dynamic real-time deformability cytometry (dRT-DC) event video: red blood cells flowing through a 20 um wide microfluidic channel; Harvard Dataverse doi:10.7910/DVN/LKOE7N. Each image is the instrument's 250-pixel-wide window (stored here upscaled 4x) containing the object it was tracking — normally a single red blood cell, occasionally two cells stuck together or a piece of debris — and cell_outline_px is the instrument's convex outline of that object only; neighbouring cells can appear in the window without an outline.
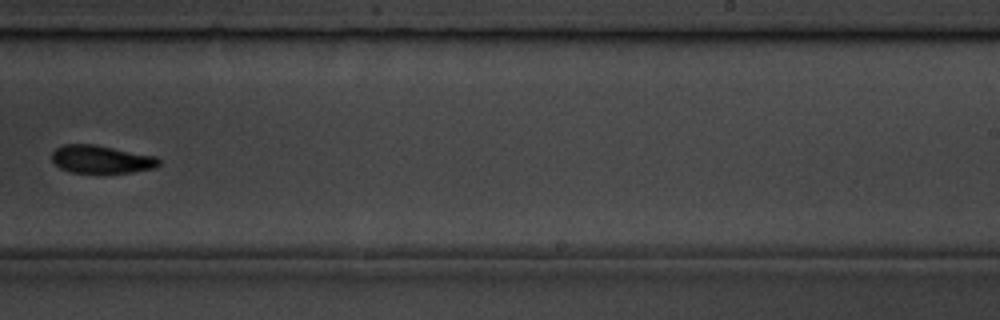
{"species": "common noctule bat (a hibernating species)", "species_latin": "Nyctalus noctula", "temperature_condition": "room temperature", "stored_images_in_passage": 11, "camera_frame_rate_fps": 3000, "um_per_image_px": 0.085, "animal": {"sex": "male", "body_mass_g": 19.5, "forearm_length_mm": 54.6}, "frame": {"image": 1, "passage_image": 10, "time_ms": 10.333, "image_size_px": [1000, 320], "cell_outline_px": [[160, 164], [156, 168], [132, 172], [72, 172], [60, 168], [52, 160], [52, 152], [56, 148], [64, 144], [96, 144], [156, 156], [160, 160]], "centroid_in_image_um": [8.63, 13.52], "position_along_channel_um": 280.4, "area_um2": 17.4}}
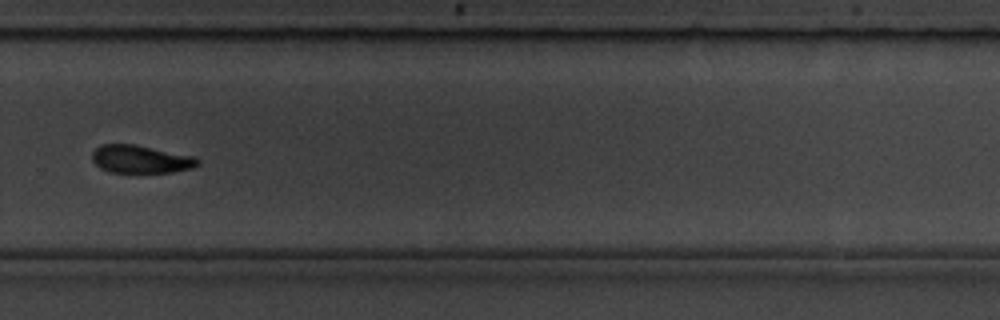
{"frame": {"image": 2, "passage_image": 11, "time_ms": 11.333, "image_size_px": [1000, 320], "cell_outline_px": [[200, 164], [192, 168], [172, 172], [140, 176], [112, 172], [100, 168], [92, 160], [92, 152], [100, 144], [136, 144], [196, 156], [200, 160]], "centroid_in_image_um": [11.99, 13.57], "position_along_channel_um": 317.8, "area_um2": 18.21}}